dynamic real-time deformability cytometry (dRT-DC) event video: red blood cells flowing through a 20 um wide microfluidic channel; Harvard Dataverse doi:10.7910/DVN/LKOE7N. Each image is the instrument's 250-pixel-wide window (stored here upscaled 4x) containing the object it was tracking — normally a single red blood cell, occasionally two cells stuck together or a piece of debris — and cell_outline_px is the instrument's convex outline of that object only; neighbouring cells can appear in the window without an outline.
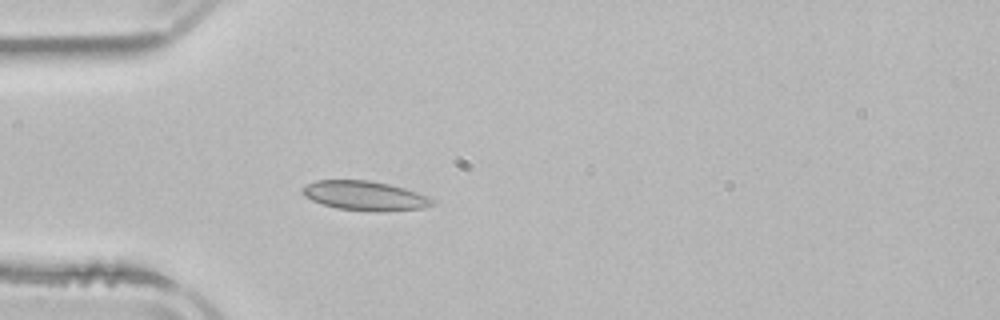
{"species": "common noctule bat (a hibernating species)", "species_latin": "Nyctalus noctula", "temperature_condition": "room temperature", "stored_images_in_passage": 3, "camera_frame_rate_fps": 3000, "um_per_image_px": 0.085, "animal": {"sex": "male", "body_mass_g": 21.5, "forearm_length_mm": 52.0}, "frame": {"image": 1, "passage_image": 3, "time_ms": 2.333, "image_size_px": [1000, 320], "cell_outline_px": [[432, 204], [424, 208], [384, 212], [368, 212], [336, 208], [312, 200], [304, 196], [300, 192], [300, 188], [316, 180], [368, 180], [388, 184], [404, 188], [424, 196], [432, 200]], "centroid_in_image_um": [30.94, 16.65], "position_along_channel_um": 54.1, "area_um2": 22.2}}